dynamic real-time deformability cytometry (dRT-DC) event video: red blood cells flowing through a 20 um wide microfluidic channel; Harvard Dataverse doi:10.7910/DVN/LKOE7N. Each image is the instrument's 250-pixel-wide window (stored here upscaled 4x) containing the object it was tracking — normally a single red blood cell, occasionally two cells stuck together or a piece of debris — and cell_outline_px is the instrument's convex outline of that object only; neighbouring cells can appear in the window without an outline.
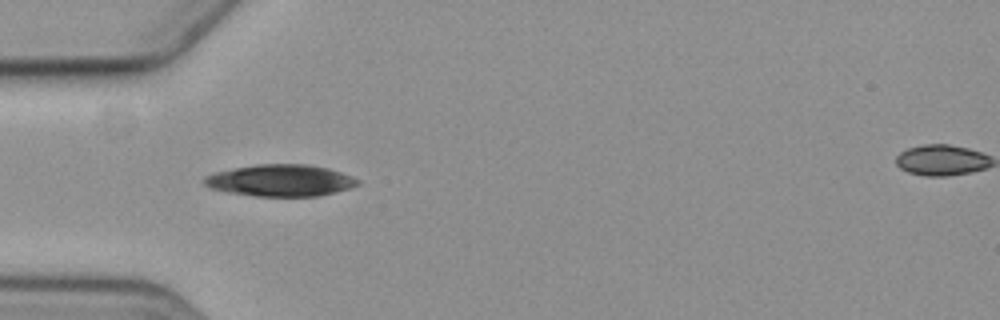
{"species": "common noctule bat (a hibernating species)", "species_latin": "Nyctalus noctula", "temperature_condition": "cold", "stored_images_in_passage": 3, "camera_frame_rate_fps": 3000, "um_per_image_px": 0.085, "animal": {"sex": "female", "body_mass_g": 19.3, "forearm_length_mm": 54.1}, "frame": {"image": 1, "passage_image": 2, "time_ms": 1.333, "image_size_px": [1000, 320], "cell_outline_px": [[360, 184], [352, 188], [316, 196], [256, 196], [228, 192], [212, 188], [204, 184], [204, 176], [216, 172], [256, 164], [308, 164], [328, 168], [352, 176], [360, 180]], "centroid_in_image_um": [23.88, 15.33], "position_along_channel_um": 61.1, "area_um2": 28.26}}
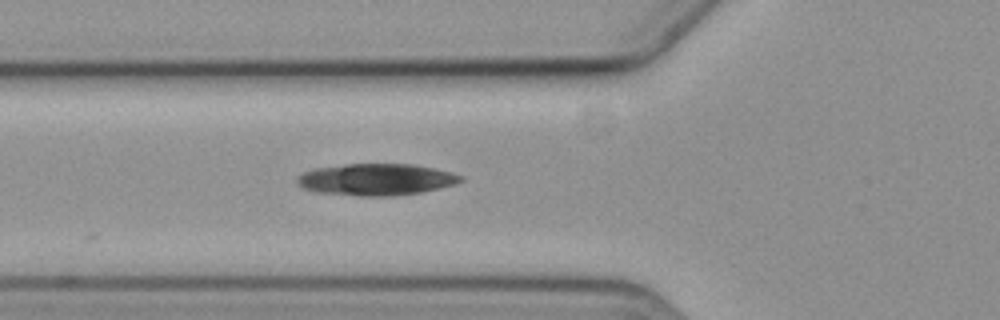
{"frame": {"image": 2, "passage_image": 3, "time_ms": 2.333, "image_size_px": [1000, 320], "cell_outline_px": [[464, 180], [456, 184], [440, 188], [420, 192], [392, 196], [360, 196], [316, 192], [304, 188], [296, 184], [296, 180], [304, 172], [316, 168], [344, 164], [412, 164], [452, 172], [464, 176]], "centroid_in_image_um": [32.0, 15.26], "position_along_channel_um": 93.8, "area_um2": 30.23}}